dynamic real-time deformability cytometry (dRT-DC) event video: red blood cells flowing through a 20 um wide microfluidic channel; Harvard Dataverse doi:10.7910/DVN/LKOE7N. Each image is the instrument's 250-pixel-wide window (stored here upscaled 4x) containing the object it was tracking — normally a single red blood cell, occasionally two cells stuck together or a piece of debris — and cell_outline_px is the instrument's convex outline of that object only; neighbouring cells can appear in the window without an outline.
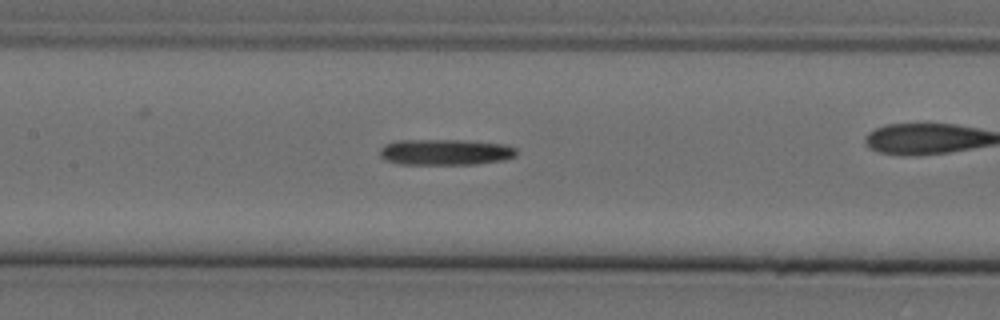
{"species": "Egyptian fruit bat (a non-hibernating species)", "species_latin": "Rousettus aegyptiacus", "temperature_condition": "cold", "stored_images_in_passage": 47, "camera_frame_rate_fps": 3000, "um_per_image_px": 0.085, "animal": {"sex": "female"}, "frame": {"image": 1, "passage_image": 27, "time_ms": 8.667, "image_size_px": [1000, 320], "cell_outline_px": [[516, 156], [504, 160], [476, 164], [400, 164], [384, 160], [380, 156], [380, 148], [384, 144], [396, 140], [464, 140], [504, 144], [516, 148]], "centroid_in_image_um": [37.83, 12.93], "position_along_channel_um": 169.6, "area_um2": 20.81}}